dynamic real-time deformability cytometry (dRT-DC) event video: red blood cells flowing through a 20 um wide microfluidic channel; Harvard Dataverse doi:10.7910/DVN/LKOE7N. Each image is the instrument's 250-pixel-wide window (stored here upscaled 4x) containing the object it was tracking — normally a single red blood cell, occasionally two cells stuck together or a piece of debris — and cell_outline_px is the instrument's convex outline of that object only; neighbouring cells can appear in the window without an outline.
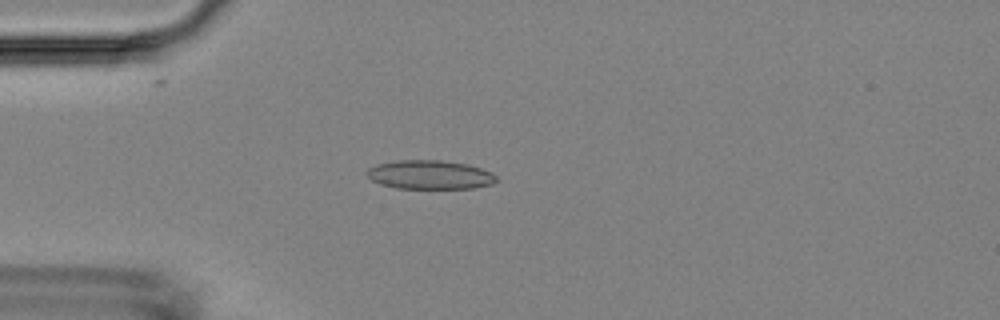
{"species": "Egyptian fruit bat (a non-hibernating species)", "species_latin": "Rousettus aegyptiacus", "temperature_condition": "room temperature", "stored_images_in_passage": 55, "camera_frame_rate_fps": 3000, "um_per_image_px": 0.085, "animal": {"sex": "female"}, "frame": {"image": 1, "passage_image": 15, "time_ms": 4.667, "image_size_px": [1000, 320], "cell_outline_px": [[496, 180], [492, 184], [476, 188], [396, 188], [380, 184], [372, 180], [364, 172], [368, 168], [376, 164], [396, 160], [440, 160], [468, 164], [492, 172], [496, 176]], "centroid_in_image_um": [36.52, 14.85], "position_along_channel_um": 48.5, "area_um2": 21.91}}
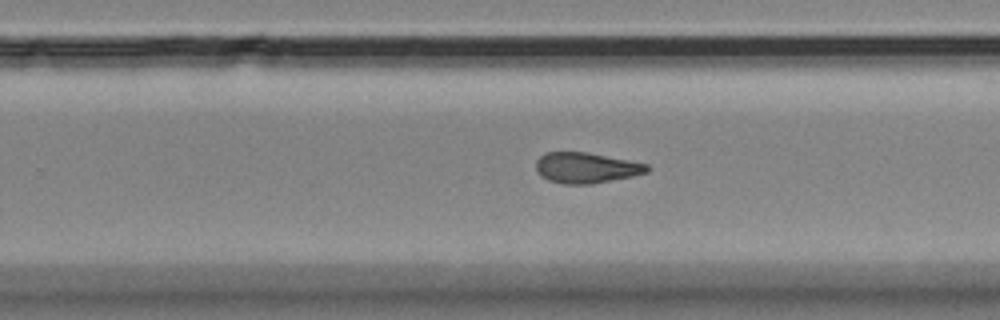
{"frame": {"image": 2, "passage_image": 35, "time_ms": 11.333, "image_size_px": [1000, 320], "cell_outline_px": [[652, 168], [648, 172], [632, 176], [592, 184], [564, 184], [548, 180], [540, 176], [536, 172], [536, 160], [544, 152], [588, 152], [648, 164]], "centroid_in_image_um": [49.81, 14.26], "position_along_channel_um": 280.0, "area_um2": 20.0}}
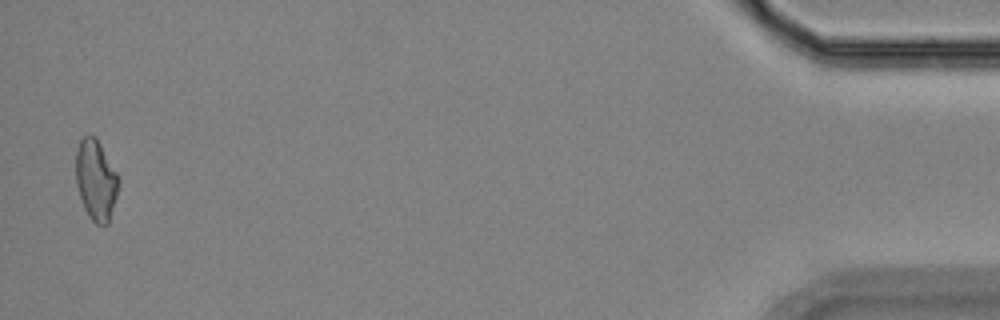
{"frame": {"image": 3, "passage_image": 54, "time_ms": 17.667, "image_size_px": [1000, 320], "cell_outline_px": [[120, 180], [116, 196], [108, 224], [96, 224], [88, 216], [84, 208], [76, 184], [76, 152], [80, 140], [88, 132], [96, 136], [116, 172]], "centroid_in_image_um": [8.14, 15.27], "position_along_channel_um": 427.1, "area_um2": 20.0}, "authors_computed_cell_mechanics": {"area_um2": 20.23, "velocity_mm_per_s": 3.6596, "shape_relaxation_time_tau1_ms": null, "shape_relaxation_time_tau2_ms": 4.2955, "deformation_change_tau1": null, "deformation_change_tau2": 0.1182}}